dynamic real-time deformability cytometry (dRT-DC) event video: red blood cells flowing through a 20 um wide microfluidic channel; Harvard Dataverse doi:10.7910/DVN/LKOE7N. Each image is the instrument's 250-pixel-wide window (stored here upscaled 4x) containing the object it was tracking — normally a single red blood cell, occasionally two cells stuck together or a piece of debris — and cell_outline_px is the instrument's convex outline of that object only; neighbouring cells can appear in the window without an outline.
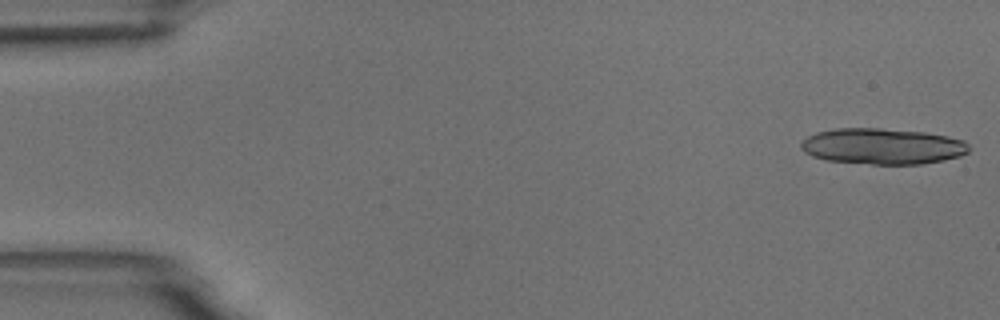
{"species": "common noctule bat (a hibernating species)", "species_latin": "Nyctalus noctula", "temperature_condition": "room temperature", "stored_images_in_passage": 5, "camera_frame_rate_fps": 3000, "um_per_image_px": 0.085, "animal": {"sex": "male", "body_mass_g": 18.8}, "frame": {"image": 1, "passage_image": 1, "time_ms": 0.0, "image_size_px": [1000, 320], "cell_outline_px": [[968, 152], [960, 156], [944, 160], [920, 164], [872, 164], [828, 160], [812, 156], [804, 152], [800, 148], [800, 144], [808, 136], [816, 132], [836, 128], [880, 128], [924, 132], [948, 136], [964, 140], [968, 144]], "centroid_in_image_um": [75.01, 12.43], "position_along_channel_um": 10.0, "area_um2": 35.2}}